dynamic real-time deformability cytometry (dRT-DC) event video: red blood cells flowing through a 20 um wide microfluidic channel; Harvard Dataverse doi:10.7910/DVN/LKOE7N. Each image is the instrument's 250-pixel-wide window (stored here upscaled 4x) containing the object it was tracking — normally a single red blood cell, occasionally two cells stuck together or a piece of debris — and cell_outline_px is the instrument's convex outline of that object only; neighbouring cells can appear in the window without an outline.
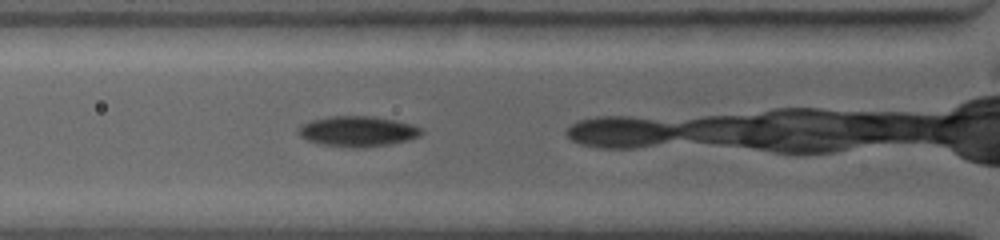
{"species": "common noctule bat (a hibernating species)", "species_latin": "Nyctalus noctula", "temperature_condition": "warm", "stored_images_in_passage": 3, "camera_frame_rate_fps": 4500, "um_per_image_px": 0.085, "animal": {"sex": "female", "body_mass_g": 19.0, "forearm_length_mm": 53.3}, "frame": {"image": 1, "passage_image": 2, "time_ms": 0.889, "image_size_px": [1000, 240], "cell_outline_px": [[424, 132], [420, 136], [408, 140], [388, 144], [356, 148], [320, 144], [308, 140], [300, 136], [300, 128], [304, 124], [312, 120], [332, 116], [372, 116], [392, 120], [408, 124], [420, 128]], "centroid_in_image_um": [30.41, 11.17], "position_along_channel_um": 95.4, "area_um2": 21.27}}